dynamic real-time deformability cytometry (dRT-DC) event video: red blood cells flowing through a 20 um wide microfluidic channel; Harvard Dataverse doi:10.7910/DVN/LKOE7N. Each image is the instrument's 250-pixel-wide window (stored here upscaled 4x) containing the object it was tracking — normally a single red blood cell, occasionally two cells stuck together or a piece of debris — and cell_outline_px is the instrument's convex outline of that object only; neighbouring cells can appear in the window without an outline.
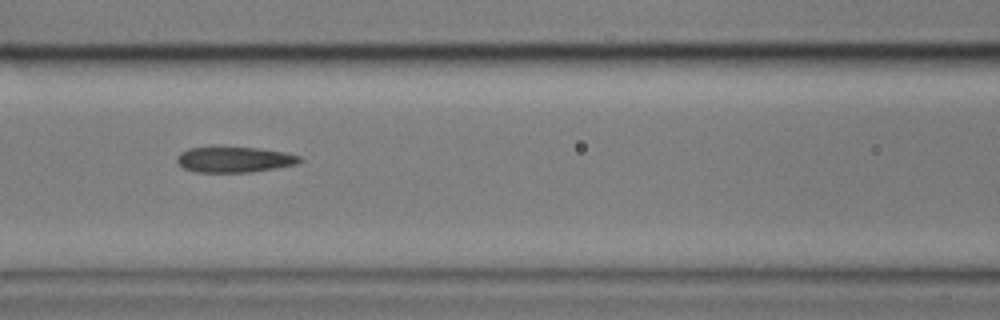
{"species": "common noctule bat (a hibernating species)", "species_latin": "Nyctalus noctula", "temperature_condition": "cold", "stored_images_in_passage": 12, "camera_frame_rate_fps": 3000, "um_per_image_px": 0.085, "animal": {"sex": "male", "body_mass_g": 17.9}, "frame": {"image": 1, "passage_image": 3, "time_ms": 2.0, "image_size_px": [1000, 320], "cell_outline_px": [[304, 160], [296, 164], [276, 168], [252, 172], [196, 172], [184, 168], [176, 160], [176, 156], [180, 152], [188, 148], [208, 144], [212, 144], [256, 148], [284, 152], [300, 156]], "centroid_in_image_um": [19.85, 13.51], "position_along_channel_um": 146.7, "area_um2": 19.13}}
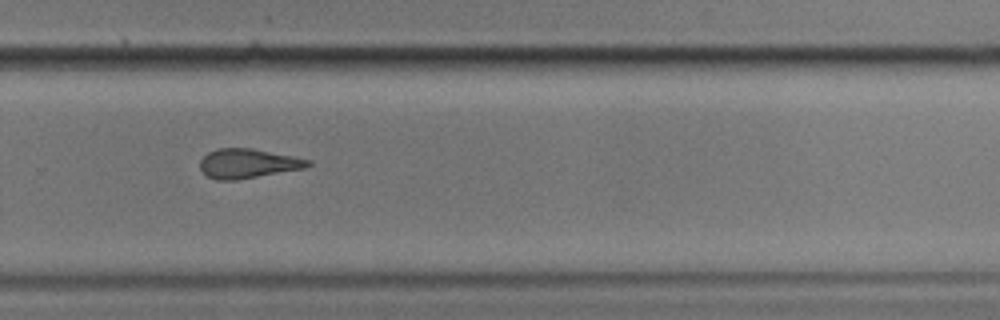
{"frame": {"image": 2, "passage_image": 7, "time_ms": 6.667, "image_size_px": [1000, 320], "cell_outline_px": [[312, 164], [304, 168], [236, 180], [216, 180], [208, 176], [200, 168], [200, 160], [208, 152], [216, 148], [252, 148], [312, 160]], "centroid_in_image_um": [21.06, 13.89], "position_along_channel_um": 308.7, "area_um2": 18.38}}
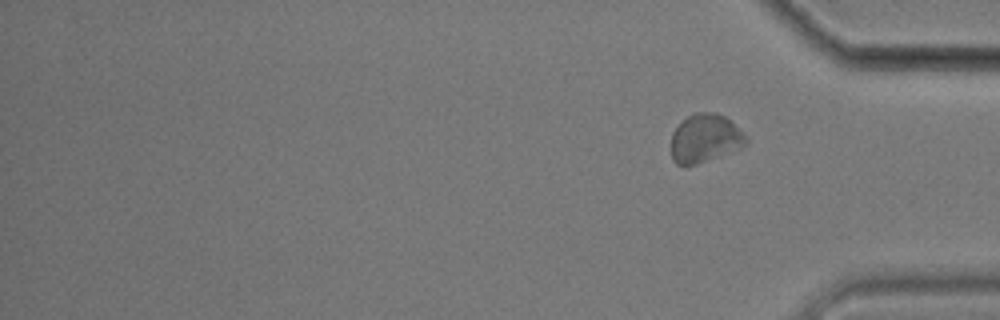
{"frame": {"image": 3, "passage_image": 12, "time_ms": 13.667, "image_size_px": [1000, 320], "cell_outline_px": [[748, 144], [740, 148], [696, 164], [684, 168], [676, 164], [672, 160], [672, 132], [688, 116], [696, 112], [712, 112], [724, 116], [748, 140]], "centroid_in_image_um": [59.88, 11.79], "position_along_channel_um": 375.3, "area_um2": 20.75}}